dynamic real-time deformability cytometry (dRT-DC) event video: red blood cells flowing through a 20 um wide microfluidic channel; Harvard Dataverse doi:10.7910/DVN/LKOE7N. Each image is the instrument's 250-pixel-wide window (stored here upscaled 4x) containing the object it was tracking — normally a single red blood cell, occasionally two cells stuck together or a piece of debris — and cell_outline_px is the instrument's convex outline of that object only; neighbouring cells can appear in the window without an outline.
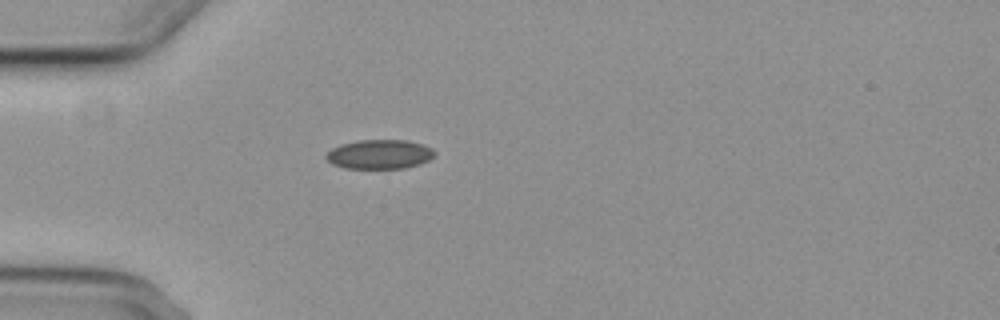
{"species": "common noctule bat (a hibernating species)", "species_latin": "Nyctalus noctula", "temperature_condition": "cold", "stored_images_in_passage": 4, "camera_frame_rate_fps": 3000, "um_per_image_px": 0.085, "animal": {"sex": "female", "body_mass_g": 29.2, "forearm_length_mm": 56.3}, "frame": {"image": 1, "passage_image": 4, "time_ms": 3.333, "image_size_px": [1000, 320], "cell_outline_px": [[436, 152], [428, 160], [420, 164], [404, 168], [344, 168], [332, 164], [324, 156], [332, 148], [340, 144], [356, 140], [404, 140], [420, 144], [432, 148]], "centroid_in_image_um": [32.23, 13.11], "position_along_channel_um": 52.8, "area_um2": 18.44}}